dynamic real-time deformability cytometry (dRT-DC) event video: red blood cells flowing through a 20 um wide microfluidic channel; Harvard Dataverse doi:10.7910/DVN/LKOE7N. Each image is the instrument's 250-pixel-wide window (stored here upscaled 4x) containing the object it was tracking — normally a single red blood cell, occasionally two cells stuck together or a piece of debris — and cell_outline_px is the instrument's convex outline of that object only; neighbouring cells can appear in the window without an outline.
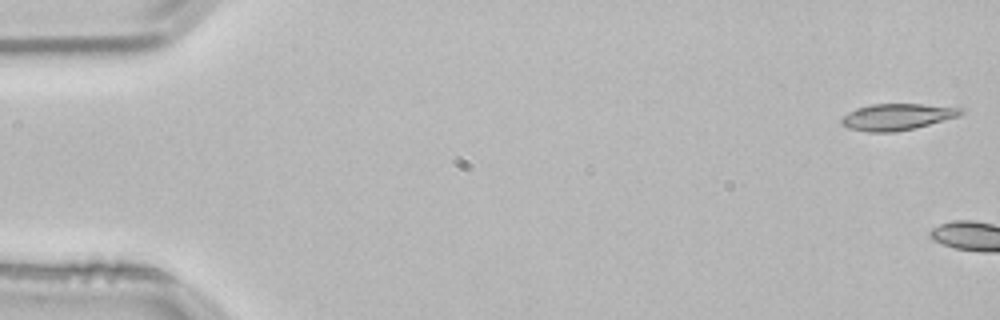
{"species": "common noctule bat (a hibernating species)", "species_latin": "Nyctalus noctula", "temperature_condition": "room temperature", "stored_images_in_passage": 4, "camera_frame_rate_fps": 3000, "um_per_image_px": 0.085, "animal": {"sex": "male", "body_mass_g": 21.5, "forearm_length_mm": 52.0}, "frame": {"image": 1, "passage_image": 1, "time_ms": 0.0, "image_size_px": [1000, 320], "cell_outline_px": [[964, 112], [960, 116], [916, 128], [896, 132], [868, 132], [848, 128], [840, 124], [840, 120], [848, 112], [872, 104], [920, 104], [964, 108]], "centroid_in_image_um": [76.28, 9.94], "position_along_channel_um": 8.7, "area_um2": 18.44}}